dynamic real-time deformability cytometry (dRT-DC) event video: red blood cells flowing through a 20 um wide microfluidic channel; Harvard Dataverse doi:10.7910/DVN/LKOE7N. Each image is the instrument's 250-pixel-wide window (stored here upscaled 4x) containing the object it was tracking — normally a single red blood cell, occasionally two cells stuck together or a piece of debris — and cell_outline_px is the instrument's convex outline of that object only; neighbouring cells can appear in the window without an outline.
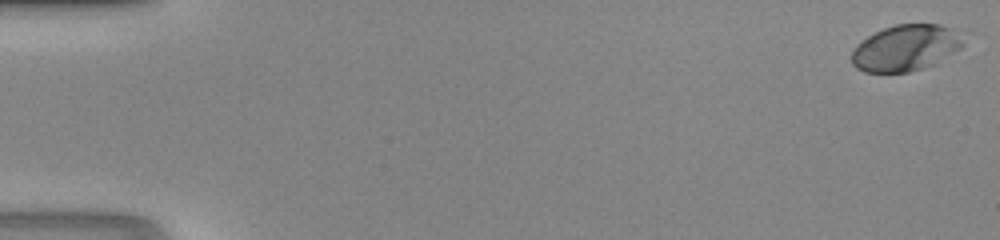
{"species": "human", "species_latin": "Homo sapiens", "temperature_condition": "room temperature", "stored_images_in_passage": 48, "camera_frame_rate_fps": 3000, "um_per_image_px": 0.085, "donor": {"sex": "male"}, "frame": {"image": 1, "passage_image": 1, "time_ms": 0.0, "image_size_px": [1000, 240], "cell_outline_px": [[964, 44], [960, 48], [924, 68], [908, 72], [864, 72], [856, 68], [852, 64], [852, 52], [856, 44], [868, 36], [884, 28], [896, 24], [940, 24], [952, 28]], "centroid_in_image_um": [76.92, 4.07], "position_along_channel_um": 8.1, "area_um2": 29.54}}
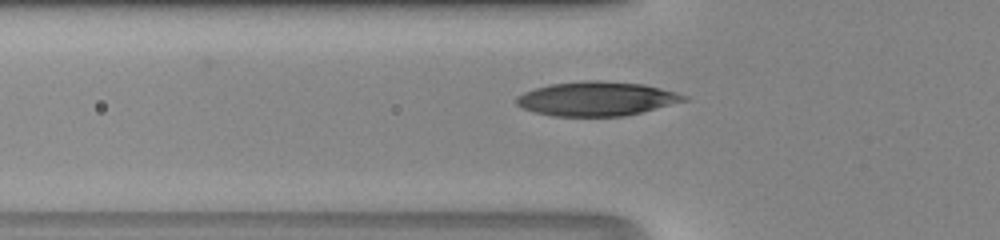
{"frame": {"image": 2, "passage_image": 18, "time_ms": 5.667, "image_size_px": [1000, 240], "cell_outline_px": [[688, 100], [624, 116], [552, 116], [520, 108], [516, 104], [516, 96], [524, 92], [548, 84], [588, 80], [596, 80], [644, 84], [676, 92], [688, 96]], "centroid_in_image_um": [50.68, 8.39], "position_along_channel_um": 75.1, "area_um2": 33.29}}
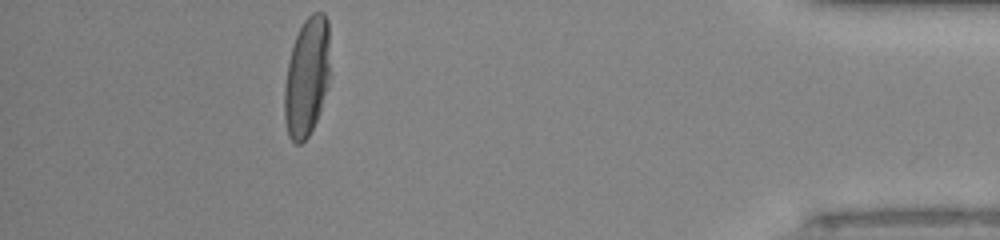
{"frame": {"image": 3, "passage_image": 44, "time_ms": 14.333, "image_size_px": [1000, 240], "cell_outline_px": [[328, 88], [320, 112], [308, 136], [300, 144], [296, 144], [288, 136], [284, 116], [284, 88], [288, 60], [296, 36], [304, 20], [312, 12], [324, 12], [328, 20]], "centroid_in_image_um": [26.07, 6.55], "position_along_channel_um": 409.1, "area_um2": 31.56}}